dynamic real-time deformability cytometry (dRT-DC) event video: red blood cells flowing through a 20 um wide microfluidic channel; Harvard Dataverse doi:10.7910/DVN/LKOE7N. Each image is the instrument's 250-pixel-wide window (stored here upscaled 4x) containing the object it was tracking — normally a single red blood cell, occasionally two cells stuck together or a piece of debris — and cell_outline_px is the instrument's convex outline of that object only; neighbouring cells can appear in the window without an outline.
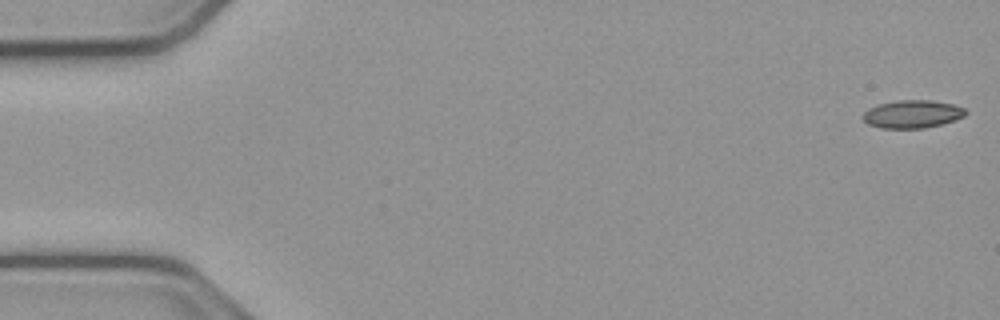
{"species": "common noctule bat (a hibernating species)", "species_latin": "Nyctalus noctula", "temperature_condition": "cold", "stored_images_in_passage": 53, "camera_frame_rate_fps": 3000, "um_per_image_px": 0.085, "animal": {"sex": "male", "body_mass_g": 23.1, "forearm_length_mm": 52.7}, "frame": {"image": 1, "passage_image": 1, "time_ms": 0.0, "image_size_px": [1000, 320], "cell_outline_px": [[968, 112], [964, 116], [956, 120], [924, 128], [880, 128], [868, 124], [860, 116], [868, 108], [880, 104], [900, 100], [932, 100], [952, 104], [964, 108]], "centroid_in_image_um": [77.54, 9.7], "position_along_channel_um": 7.5, "area_um2": 16.7}}
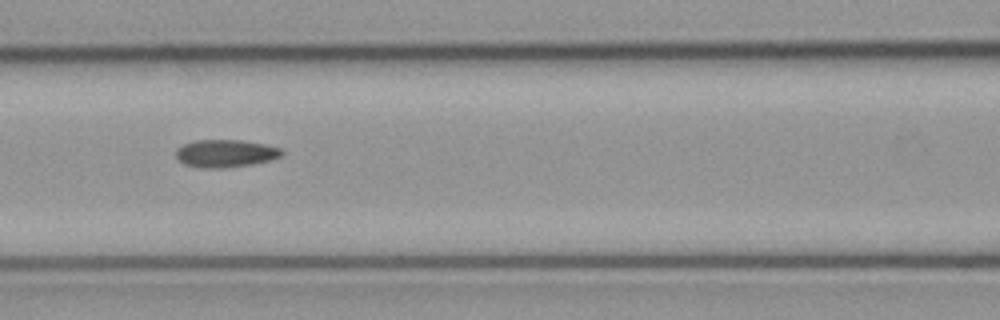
{"frame": {"image": 2, "passage_image": 23, "time_ms": 7.333, "image_size_px": [1000, 320], "cell_outline_px": [[284, 152], [280, 156], [268, 160], [252, 164], [224, 168], [200, 168], [184, 164], [176, 156], [176, 148], [184, 144], [196, 140], [244, 140], [264, 144], [280, 148]], "centroid_in_image_um": [19.14, 13.04], "position_along_channel_um": 147.5, "area_um2": 16.99}}
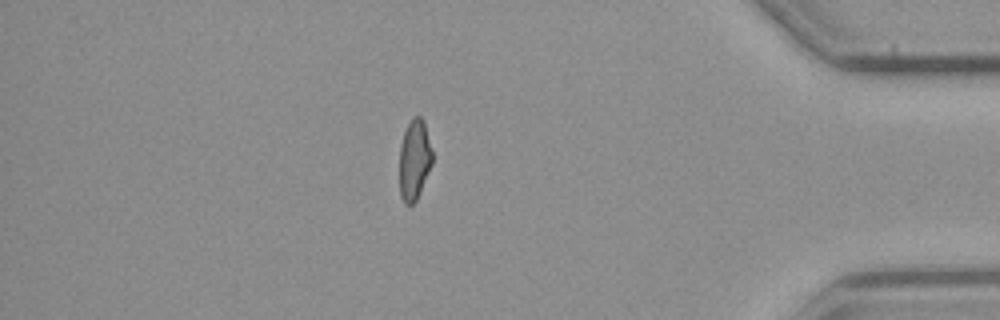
{"frame": {"image": 3, "passage_image": 46, "time_ms": 15.0, "image_size_px": [1000, 320], "cell_outline_px": [[432, 164], [420, 192], [416, 200], [412, 204], [404, 204], [400, 196], [400, 144], [404, 132], [412, 116], [420, 116], [424, 120], [432, 152]], "centroid_in_image_um": [35.22, 13.57], "position_along_channel_um": 400.0, "area_um2": 15.37}, "authors_computed_cell_mechanics": {"area_um2": 16.5886, "velocity_mm_per_s": 3.8348, "shape_relaxation_time_tau1_ms": null, "shape_relaxation_time_tau2_ms": 5.885, "deformation_change_tau1": null, "deformation_change_tau2": 0.1381}}